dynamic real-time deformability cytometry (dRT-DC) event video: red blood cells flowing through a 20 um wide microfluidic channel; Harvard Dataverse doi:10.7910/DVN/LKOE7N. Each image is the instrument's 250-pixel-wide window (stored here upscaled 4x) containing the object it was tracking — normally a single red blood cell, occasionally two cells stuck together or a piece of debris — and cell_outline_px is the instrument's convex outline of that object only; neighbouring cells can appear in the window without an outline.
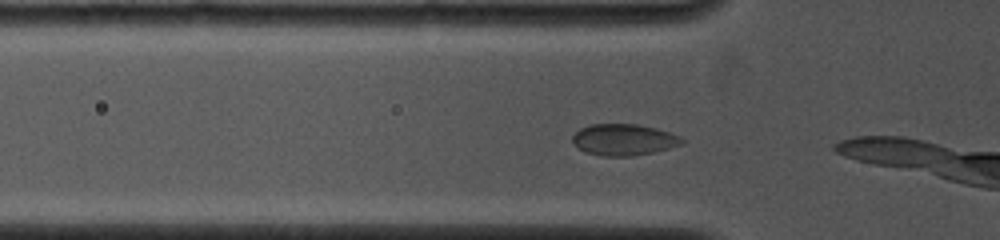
{"species": "common noctule bat (a hibernating species)", "species_latin": "Nyctalus noctula", "temperature_condition": "cold", "stored_images_in_passage": 6, "camera_frame_rate_fps": 4000, "um_per_image_px": 0.085, "animal": {"sex": "female", "body_mass_g": 19.0, "forearm_length_mm": 53.3}, "frame": {"image": 1, "passage_image": 3, "time_ms": 0.5, "image_size_px": [1000, 240], "cell_outline_px": [[684, 144], [652, 152], [632, 156], [604, 156], [584, 152], [572, 144], [572, 136], [580, 128], [588, 124], [636, 124], [656, 128], [680, 136], [684, 140]], "centroid_in_image_um": [52.98, 11.87], "position_along_channel_um": 72.8, "area_um2": 20.11}}